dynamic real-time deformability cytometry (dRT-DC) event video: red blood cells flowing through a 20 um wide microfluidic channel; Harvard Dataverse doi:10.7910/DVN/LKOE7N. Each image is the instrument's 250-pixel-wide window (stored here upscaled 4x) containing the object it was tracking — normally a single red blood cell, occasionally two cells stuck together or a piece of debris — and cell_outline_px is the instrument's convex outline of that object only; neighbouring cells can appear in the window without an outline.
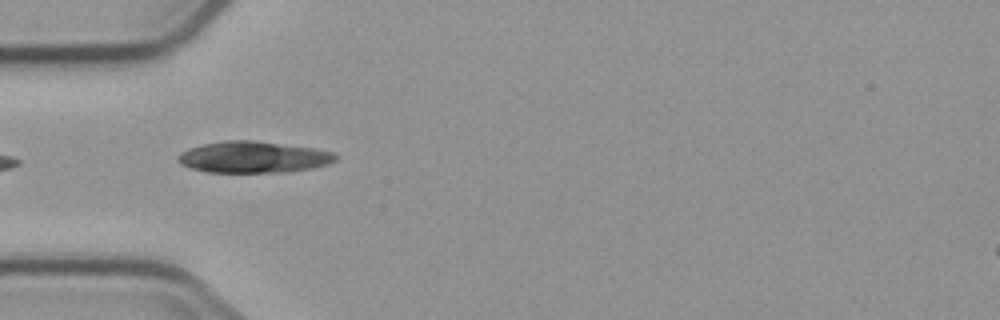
{"species": "common noctule bat (a hibernating species)", "species_latin": "Nyctalus noctula", "temperature_condition": "cold", "stored_images_in_passage": 5, "camera_frame_rate_fps": 3000, "um_per_image_px": 0.085, "animal": {"sex": "male", "body_mass_g": 23.1, "forearm_length_mm": 52.7}, "frame": {"image": 1, "passage_image": 1, "time_ms": 0.0, "image_size_px": [1000, 320], "cell_outline_px": [[340, 156], [336, 160], [328, 164], [312, 168], [288, 172], [208, 172], [192, 168], [180, 164], [176, 160], [176, 156], [180, 152], [188, 148], [204, 144], [224, 140], [252, 140], [312, 148], [332, 152]], "centroid_in_image_um": [21.51, 13.35], "position_along_channel_um": 63.5, "area_um2": 28.9}}
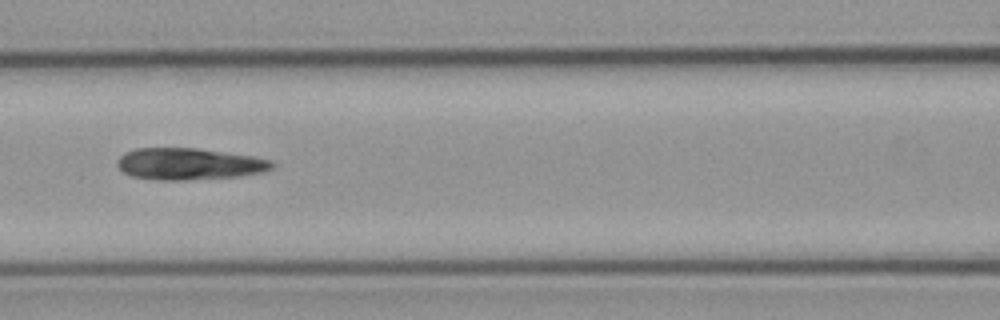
{"frame": {"image": 2, "passage_image": 3, "time_ms": 2.333, "image_size_px": [1000, 320], "cell_outline_px": [[276, 164], [272, 168], [264, 172], [236, 176], [180, 180], [160, 180], [132, 176], [124, 172], [116, 164], [116, 160], [120, 156], [136, 148], [196, 148], [252, 156], [272, 160]], "centroid_in_image_um": [16.08, 13.93], "position_along_channel_um": 150.5, "area_um2": 28.32}}
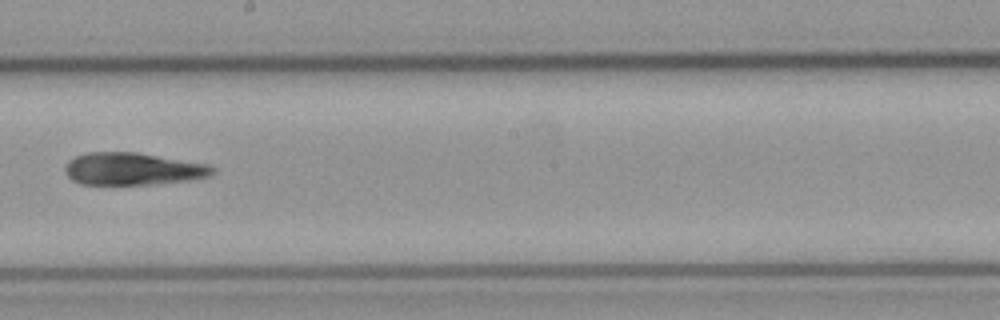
{"frame": {"image": 3, "passage_image": 5, "time_ms": 4.667, "image_size_px": [1000, 320], "cell_outline_px": [[216, 168], [208, 176], [188, 180], [152, 184], [80, 184], [72, 180], [64, 172], [64, 168], [68, 160], [76, 156], [88, 152], [136, 152], [208, 164]], "centroid_in_image_um": [11.24, 14.35], "position_along_channel_um": 237.0, "area_um2": 27.69}}